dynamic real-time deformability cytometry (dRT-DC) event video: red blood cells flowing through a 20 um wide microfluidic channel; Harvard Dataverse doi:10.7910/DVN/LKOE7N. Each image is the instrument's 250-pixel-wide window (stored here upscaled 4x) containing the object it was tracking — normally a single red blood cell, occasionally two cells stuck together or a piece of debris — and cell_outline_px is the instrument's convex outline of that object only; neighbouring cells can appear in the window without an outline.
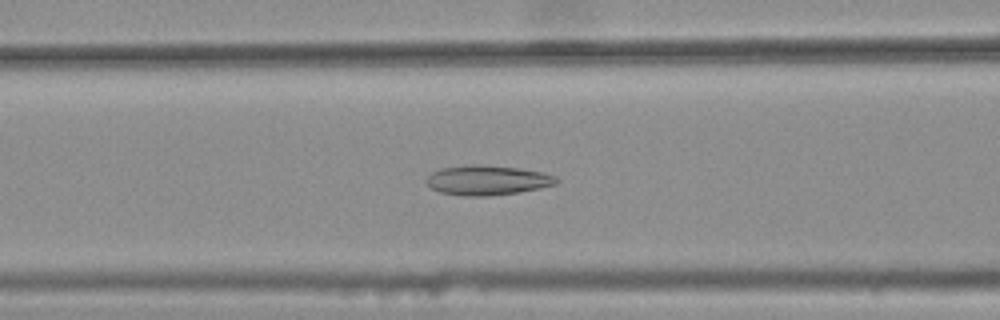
{"species": "common noctule bat (a hibernating species)", "species_latin": "Nyctalus noctula", "temperature_condition": "warm", "stored_images_in_passage": 44, "camera_frame_rate_fps": 3000, "um_per_image_px": 0.085, "animal": {"sex": "female", "body_mass_g": 25.1}, "frame": {"image": 1, "passage_image": 21, "time_ms": 6.667, "image_size_px": [1000, 320], "cell_outline_px": [[560, 180], [556, 184], [540, 188], [520, 192], [488, 196], [464, 196], [440, 192], [428, 188], [424, 180], [432, 172], [440, 168], [472, 164], [480, 164], [520, 168], [544, 172], [556, 176]], "centroid_in_image_um": [41.41, 15.31], "position_along_channel_um": 125.2, "area_um2": 22.95}}
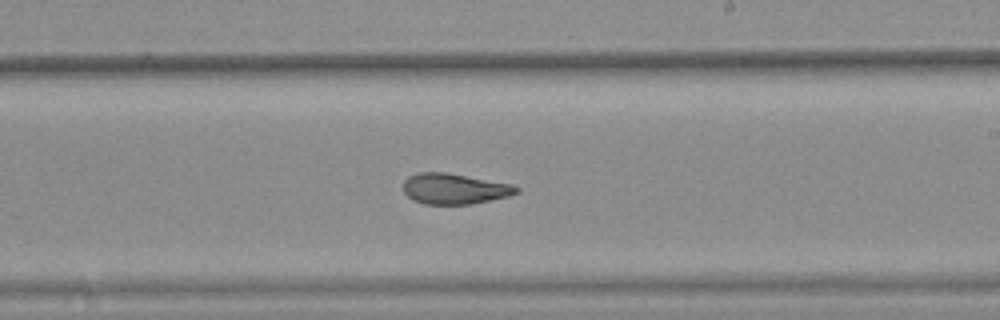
{"frame": {"image": 2, "passage_image": 31, "time_ms": 10.0, "image_size_px": [1000, 320], "cell_outline_px": [[520, 192], [508, 196], [472, 204], [424, 204], [412, 200], [404, 192], [404, 180], [408, 176], [416, 172], [444, 172], [512, 184], [520, 188]], "centroid_in_image_um": [38.61, 16.04], "position_along_channel_um": 250.4, "area_um2": 20.23}}
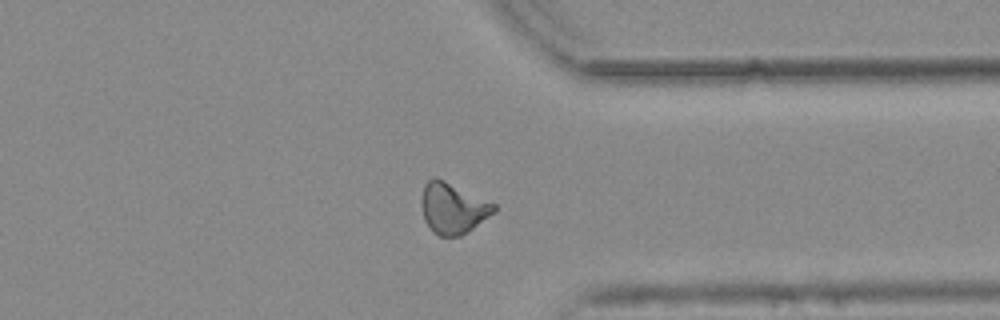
{"frame": {"image": 3, "passage_image": 41, "time_ms": 13.333, "image_size_px": [1000, 320], "cell_outline_px": [[496, 212], [460, 236], [440, 236], [432, 232], [424, 220], [420, 204], [420, 200], [424, 184], [428, 180], [436, 176], [496, 204]], "centroid_in_image_um": [38.46, 17.69], "position_along_channel_um": 372.9, "area_um2": 21.62}, "authors_computed_cell_mechanics": {"area_um2": 21.4727, "velocity_mm_per_s": 3.7643, "shape_relaxation_time_tau1_ms": null, "shape_relaxation_time_tau2_ms": 2.93, "deformation_change_tau1": null, "deformation_change_tau2": 0.109}}